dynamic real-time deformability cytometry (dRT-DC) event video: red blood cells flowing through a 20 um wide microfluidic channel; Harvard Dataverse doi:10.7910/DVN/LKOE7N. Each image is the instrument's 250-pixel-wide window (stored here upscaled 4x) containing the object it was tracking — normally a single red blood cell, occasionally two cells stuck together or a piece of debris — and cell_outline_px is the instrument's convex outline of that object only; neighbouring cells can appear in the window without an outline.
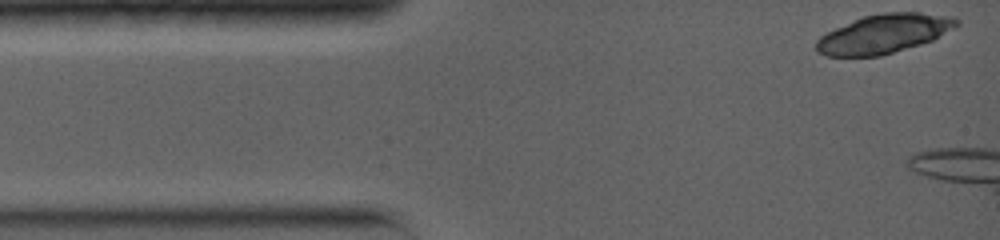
{"species": "common noctule bat (a hibernating species)", "species_latin": "Nyctalus noctula", "temperature_condition": "warm", "stored_images_in_passage": 7, "camera_frame_rate_fps": 5000, "um_per_image_px": 0.085, "animal": {"sex": "female", "body_mass_g": 19.0, "forearm_length_mm": 56.7}, "frame": {"image": 1, "passage_image": 1, "time_ms": 0.0, "image_size_px": [1000, 240], "cell_outline_px": [[960, 24], [956, 28], [932, 40], [920, 44], [880, 56], [828, 56], [816, 52], [816, 40], [820, 36], [836, 28], [864, 16], [884, 12], [920, 12], [956, 16], [960, 20]], "centroid_in_image_um": [75.2, 2.86], "position_along_channel_um": 9.8, "area_um2": 31.91}}